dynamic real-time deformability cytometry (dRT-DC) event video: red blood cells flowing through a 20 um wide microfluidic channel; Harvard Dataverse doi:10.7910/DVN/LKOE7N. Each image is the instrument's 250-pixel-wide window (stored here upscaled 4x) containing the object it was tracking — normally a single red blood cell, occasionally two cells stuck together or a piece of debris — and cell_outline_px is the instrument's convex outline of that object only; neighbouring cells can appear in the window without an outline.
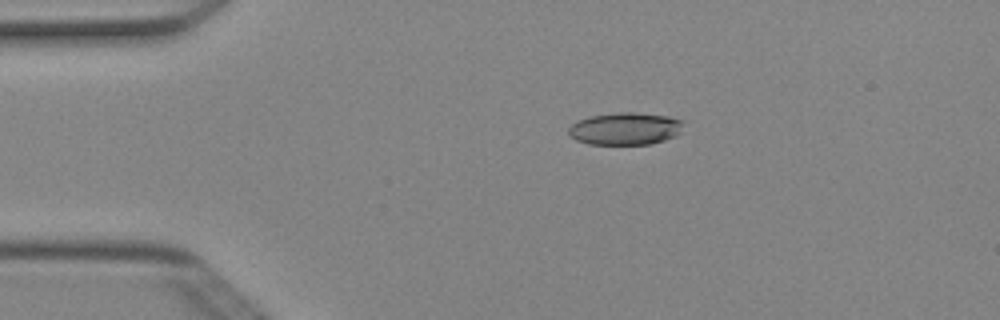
{"species": "Egyptian fruit bat (a non-hibernating species)", "species_latin": "Rousettus aegyptiacus", "temperature_condition": "cold", "stored_images_in_passage": 42, "camera_frame_rate_fps": 3000, "um_per_image_px": 0.085, "animal": {"sex": "female"}, "frame": {"image": 1, "passage_image": 2, "time_ms": 0.333, "image_size_px": [1000, 320], "cell_outline_px": [[684, 120], [680, 132], [676, 136], [652, 144], [588, 144], [576, 140], [568, 136], [568, 128], [572, 124], [588, 116], [616, 112], [636, 112], [668, 116]], "centroid_in_image_um": [53.14, 10.93], "position_along_channel_um": 31.9, "area_um2": 21.91}}
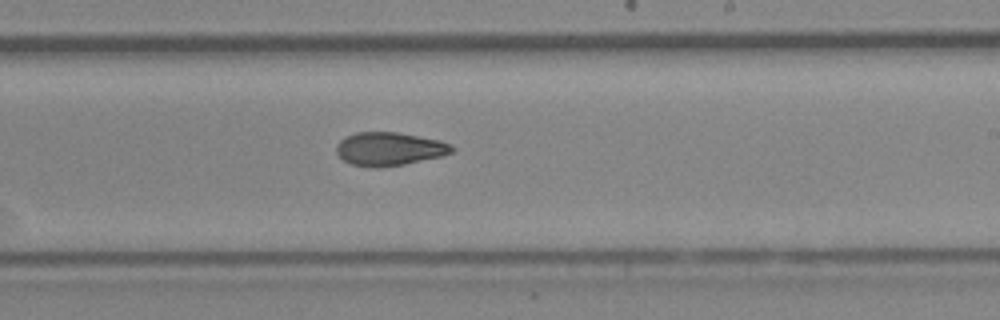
{"frame": {"image": 2, "passage_image": 22, "time_ms": 7.0, "image_size_px": [1000, 320], "cell_outline_px": [[456, 148], [452, 152], [440, 156], [404, 164], [376, 168], [352, 164], [344, 160], [336, 152], [336, 144], [344, 136], [356, 132], [396, 132], [440, 140], [452, 144]], "centroid_in_image_um": [33.08, 12.64], "position_along_channel_um": 255.9, "area_um2": 22.43}}
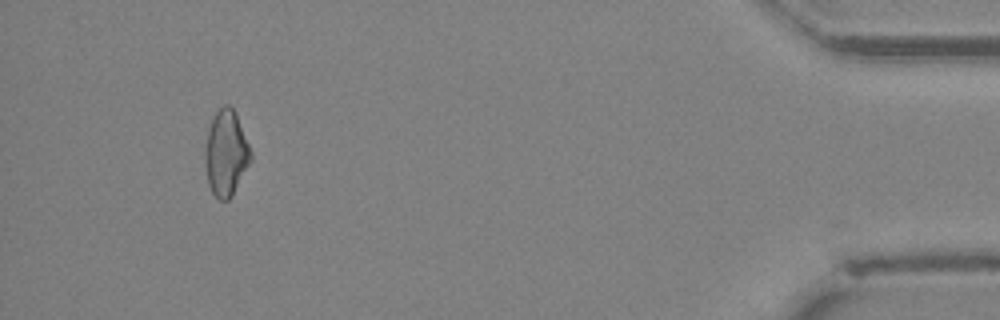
{"frame": {"image": 3, "passage_image": 39, "time_ms": 12.667, "image_size_px": [1000, 320], "cell_outline_px": [[252, 160], [232, 196], [228, 200], [220, 200], [212, 192], [208, 184], [204, 160], [204, 152], [208, 132], [212, 120], [216, 112], [224, 104], [228, 104], [236, 112], [252, 152]], "centroid_in_image_um": [19.22, 13.02], "position_along_channel_um": 416.0, "area_um2": 22.89}, "authors_computed_cell_mechanics": {"area_um2": 22.6287, "velocity_mm_per_s": 4.0416, "shape_relaxation_time_tau1_ms": 6.323, "shape_relaxation_time_tau2_ms": 3.2075, "deformation_change_tau1": 0.1573, "deformation_change_tau2": 0.0914}}